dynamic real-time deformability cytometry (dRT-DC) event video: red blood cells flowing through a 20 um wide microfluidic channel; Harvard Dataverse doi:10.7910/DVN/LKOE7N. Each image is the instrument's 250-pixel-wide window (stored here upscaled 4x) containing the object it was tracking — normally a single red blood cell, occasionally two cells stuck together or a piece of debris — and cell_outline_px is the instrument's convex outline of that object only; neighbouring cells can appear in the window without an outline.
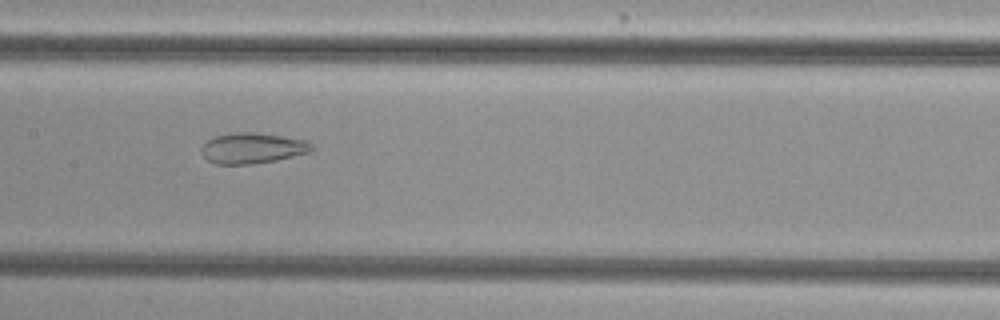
{"species": "common noctule bat (a hibernating species)", "species_latin": "Nyctalus noctula", "temperature_condition": "cold", "stored_images_in_passage": 43, "camera_frame_rate_fps": 3000, "um_per_image_px": 0.085, "animal": {"sex": "female", "body_mass_g": 29.2, "forearm_length_mm": 56.3}, "frame": {"image": 1, "passage_image": 17, "time_ms": 5.333, "image_size_px": [1000, 320], "cell_outline_px": [[316, 148], [308, 152], [276, 160], [252, 164], [216, 164], [208, 160], [204, 156], [200, 148], [208, 140], [216, 136], [236, 132], [256, 132], [308, 140]], "centroid_in_image_um": [21.48, 12.58], "position_along_channel_um": 185.9, "area_um2": 19.65}}
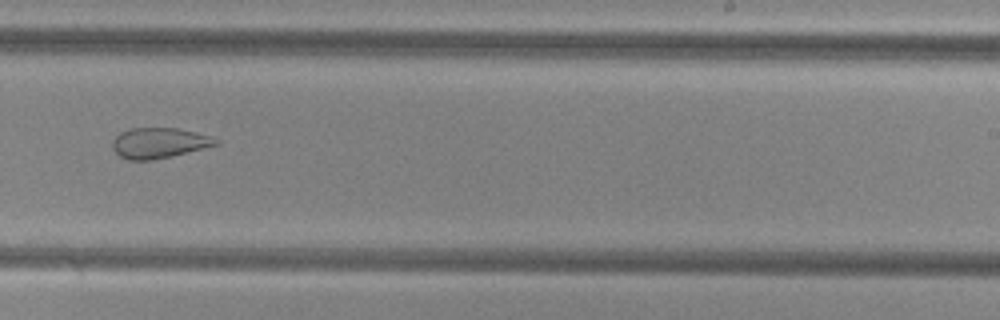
{"frame": {"image": 2, "passage_image": 24, "time_ms": 7.667, "image_size_px": [1000, 320], "cell_outline_px": [[220, 144], [172, 156], [152, 160], [128, 160], [120, 156], [112, 148], [112, 140], [120, 132], [132, 128], [176, 128], [196, 132], [212, 136], [220, 140]], "centroid_in_image_um": [13.54, 12.15], "position_along_channel_um": 275.5, "area_um2": 18.44}}
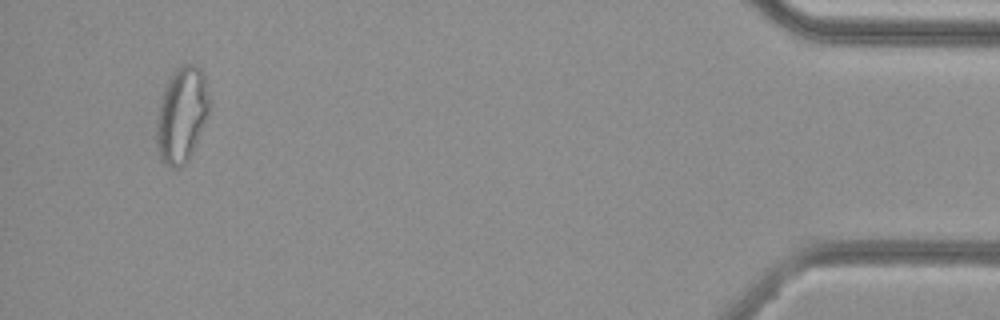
{"frame": {"image": 3, "passage_image": 41, "time_ms": 13.333, "image_size_px": [1000, 320], "cell_outline_px": [[212, 104], [208, 116], [192, 152], [188, 160], [180, 168], [172, 168], [164, 164], [160, 160], [156, 148], [156, 120], [164, 88], [168, 80], [176, 68], [180, 64], [196, 64], [200, 68], [204, 76]], "centroid_in_image_um": [15.45, 9.77], "position_along_channel_um": 419.7, "area_um2": 29.88}, "authors_computed_cell_mechanics": {"area_um2": 24.3338, "velocity_mm_per_s": 3.8431, "shape_relaxation_time_tau1_ms": null, "shape_relaxation_time_tau2_ms": 2.0668, "deformation_change_tau1": null, "deformation_change_tau2": 0.084}}